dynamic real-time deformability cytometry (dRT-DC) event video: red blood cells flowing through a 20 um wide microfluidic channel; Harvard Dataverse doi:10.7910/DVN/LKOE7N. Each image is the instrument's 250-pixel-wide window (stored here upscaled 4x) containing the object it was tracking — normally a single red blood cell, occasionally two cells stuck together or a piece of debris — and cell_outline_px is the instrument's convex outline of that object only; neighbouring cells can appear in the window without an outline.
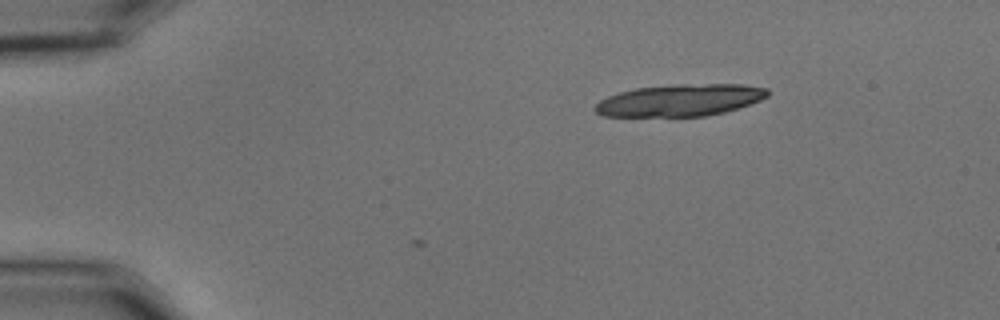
{"species": "common noctule bat (a hibernating species)", "species_latin": "Nyctalus noctula", "temperature_condition": "cold", "stored_images_in_passage": 3, "camera_frame_rate_fps": 3000, "um_per_image_px": 0.085, "animal": {"sex": "male", "body_mass_g": 15.6}, "frame": {"image": 1, "passage_image": 1, "time_ms": 0.0, "image_size_px": [1000, 320], "cell_outline_px": [[768, 96], [760, 100], [724, 112], [708, 116], [604, 116], [596, 112], [592, 108], [600, 100], [608, 96], [620, 92], [636, 88], [676, 84], [744, 84], [768, 88]], "centroid_in_image_um": [57.8, 8.51], "position_along_channel_um": 27.2, "area_um2": 32.08}}